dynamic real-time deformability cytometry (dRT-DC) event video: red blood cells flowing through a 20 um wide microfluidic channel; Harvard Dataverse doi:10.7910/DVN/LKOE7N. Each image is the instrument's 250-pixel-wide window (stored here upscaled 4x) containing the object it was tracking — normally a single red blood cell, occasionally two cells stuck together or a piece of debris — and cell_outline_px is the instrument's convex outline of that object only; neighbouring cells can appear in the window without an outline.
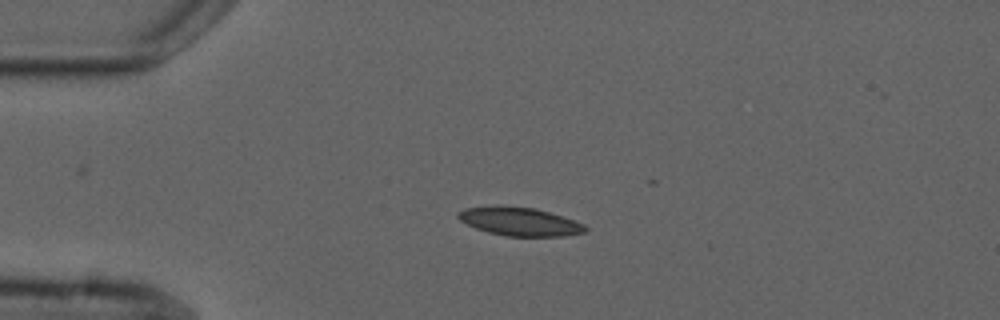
{"species": "common noctule bat (a hibernating species)", "species_latin": "Nyctalus noctula", "temperature_condition": "cold", "stored_images_in_passage": 5, "camera_frame_rate_fps": 3000, "um_per_image_px": 0.085, "animal": {"sex": "male", "forearm_length_mm": 52.5}, "frame": {"image": 1, "passage_image": 3, "time_ms": 2.0, "image_size_px": [1000, 320], "cell_outline_px": [[588, 228], [584, 232], [564, 236], [508, 236], [488, 232], [476, 228], [460, 220], [456, 216], [456, 212], [464, 208], [496, 204], [536, 208], [584, 224]], "centroid_in_image_um": [44.1, 18.81], "position_along_channel_um": 40.9, "area_um2": 21.15}}
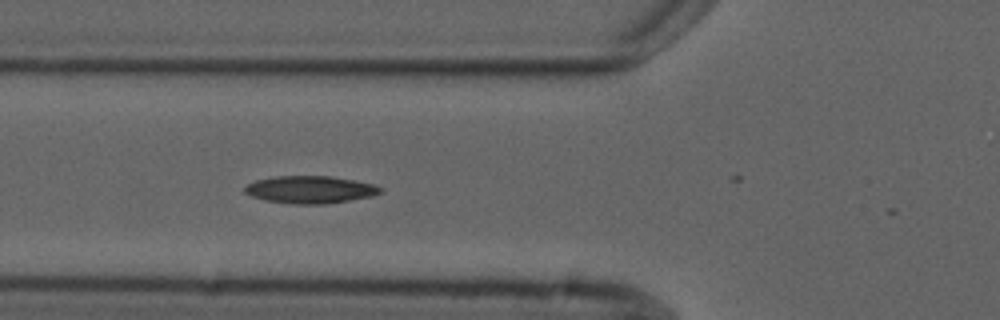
{"frame": {"image": 2, "passage_image": 5, "time_ms": 4.333, "image_size_px": [1000, 320], "cell_outline_px": [[384, 192], [372, 196], [324, 204], [292, 204], [264, 200], [252, 196], [244, 192], [244, 188], [248, 184], [256, 180], [276, 176], [332, 176], [376, 184], [384, 188]], "centroid_in_image_um": [26.41, 16.11], "position_along_channel_um": 99.4, "area_um2": 21.79}}